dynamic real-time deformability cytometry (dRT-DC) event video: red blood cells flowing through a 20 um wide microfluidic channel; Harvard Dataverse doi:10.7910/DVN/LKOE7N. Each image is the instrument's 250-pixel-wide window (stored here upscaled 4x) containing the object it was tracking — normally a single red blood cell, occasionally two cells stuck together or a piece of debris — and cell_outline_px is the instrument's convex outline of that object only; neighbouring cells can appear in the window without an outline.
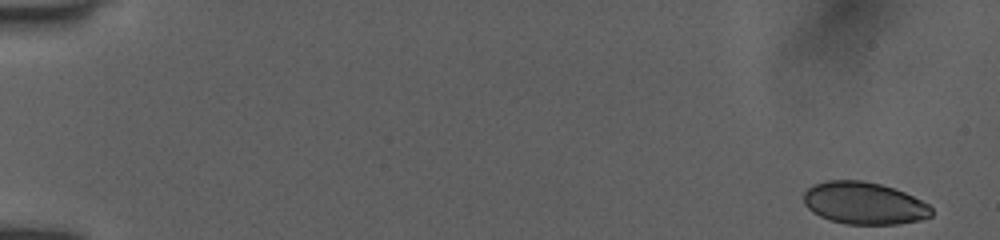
{"species": "human", "species_latin": "Homo sapiens", "temperature_condition": "room temperature", "stored_images_in_passage": 35, "camera_frame_rate_fps": 3000, "um_per_image_px": 0.085, "donor": {"sex": "female"}, "frame": {"image": 1, "passage_image": 1, "time_ms": 0.0, "image_size_px": [1000, 240], "cell_outline_px": [[932, 216], [920, 220], [896, 224], [844, 224], [820, 216], [812, 212], [804, 204], [804, 192], [812, 184], [828, 180], [864, 180], [880, 184], [904, 192], [928, 204], [932, 208]], "centroid_in_image_um": [73.43, 17.27], "position_along_channel_um": 11.6, "area_um2": 31.44}}
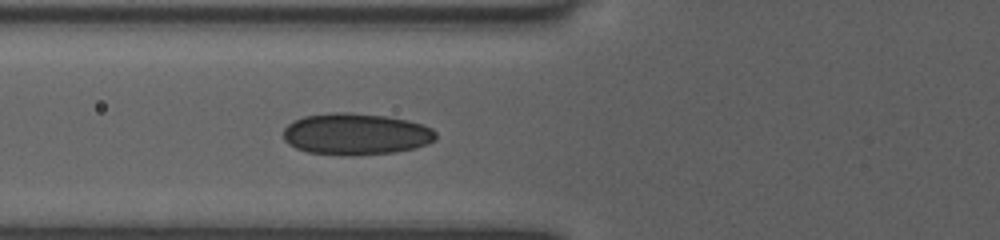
{"frame": {"image": 2, "passage_image": 25, "time_ms": 6.333, "image_size_px": [1000, 240], "cell_outline_px": [[436, 140], [428, 144], [416, 148], [396, 152], [356, 156], [348, 156], [308, 152], [296, 148], [288, 144], [284, 140], [284, 128], [292, 120], [304, 116], [332, 112], [348, 112], [388, 116], [408, 120], [424, 124], [432, 128], [436, 132]], "centroid_in_image_um": [30.27, 11.4], "position_along_channel_um": 95.5, "area_um2": 37.57}}
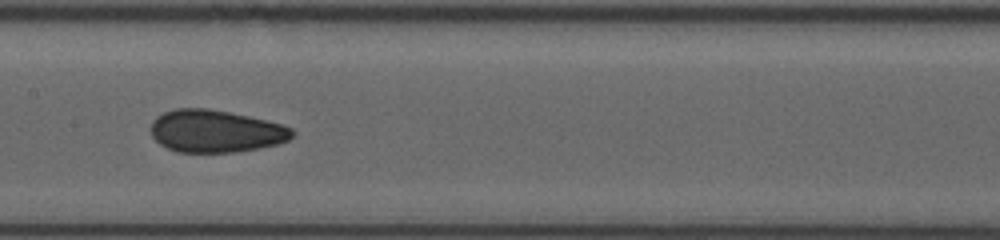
{"frame": {"image": 3, "passage_image": 34, "time_ms": 8.667, "image_size_px": [1000, 240], "cell_outline_px": [[296, 132], [288, 140], [280, 144], [260, 148], [236, 152], [176, 152], [160, 144], [152, 136], [152, 120], [156, 116], [164, 112], [176, 108], [208, 108], [248, 116], [284, 124], [292, 128]], "centroid_in_image_um": [18.36, 11.15], "position_along_channel_um": 189.0, "area_um2": 35.14}}